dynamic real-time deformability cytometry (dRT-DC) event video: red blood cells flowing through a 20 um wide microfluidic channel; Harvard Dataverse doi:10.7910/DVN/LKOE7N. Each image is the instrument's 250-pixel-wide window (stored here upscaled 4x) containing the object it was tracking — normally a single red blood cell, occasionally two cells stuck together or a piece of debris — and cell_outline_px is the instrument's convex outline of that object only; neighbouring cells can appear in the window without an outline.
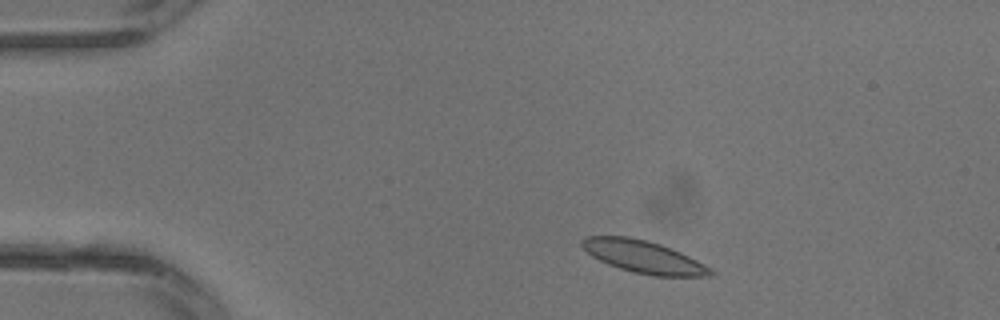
{"species": "common noctule bat (a hibernating species)", "species_latin": "Nyctalus noctula", "temperature_condition": "warm", "stored_images_in_passage": 15, "camera_frame_rate_fps": 3000, "um_per_image_px": 0.085, "animal": {"sex": "male", "body_mass_g": 13.3}, "frame": {"image": 1, "passage_image": 3, "time_ms": 0.667, "image_size_px": [1000, 320], "cell_outline_px": [[716, 272], [712, 276], [656, 276], [636, 272], [620, 268], [608, 264], [592, 256], [580, 244], [580, 240], [584, 236], [628, 236], [648, 240], [672, 248], [712, 268]], "centroid_in_image_um": [54.71, 21.81], "position_along_channel_um": 30.3, "area_um2": 24.22}}
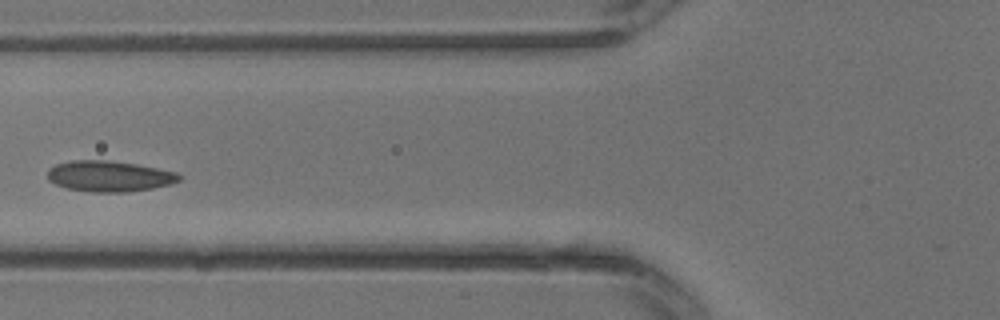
{"frame": {"image": 2, "passage_image": 10, "time_ms": 3.0, "image_size_px": [1000, 320], "cell_outline_px": [[184, 176], [180, 180], [172, 184], [152, 188], [128, 192], [92, 192], [68, 188], [56, 184], [48, 180], [48, 172], [56, 164], [72, 160], [108, 160], [136, 164], [176, 172]], "centroid_in_image_um": [9.33, 14.98], "position_along_channel_um": 116.5, "area_um2": 23.58}}
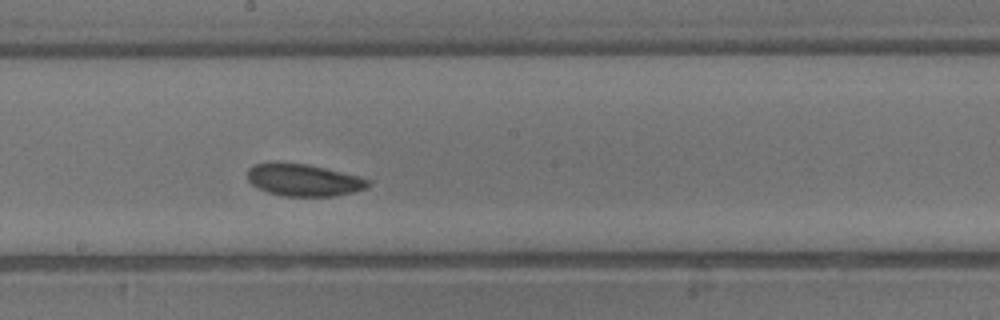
{"frame": {"image": 3, "passage_image": 15, "time_ms": 4.667, "image_size_px": [1000, 320], "cell_outline_px": [[368, 184], [364, 188], [352, 192], [336, 196], [284, 196], [268, 192], [252, 184], [248, 180], [248, 168], [256, 164], [308, 164], [356, 176], [368, 180]], "centroid_in_image_um": [25.79, 15.33], "position_along_channel_um": 222.4, "area_um2": 21.73}}